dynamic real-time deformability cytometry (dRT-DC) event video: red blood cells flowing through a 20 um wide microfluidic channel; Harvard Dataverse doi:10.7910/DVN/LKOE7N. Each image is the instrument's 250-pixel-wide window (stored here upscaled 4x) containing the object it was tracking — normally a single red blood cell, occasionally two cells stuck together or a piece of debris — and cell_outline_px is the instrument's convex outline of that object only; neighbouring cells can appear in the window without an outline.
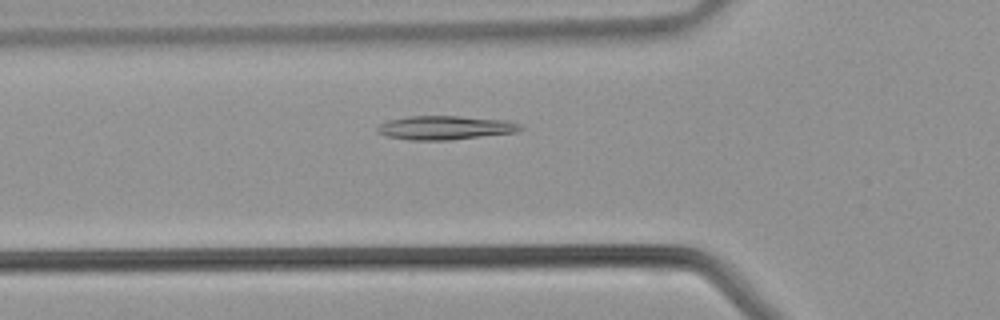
{"species": "common noctule bat (a hibernating species)", "species_latin": "Nyctalus noctula", "temperature_condition": "warm", "stored_images_in_passage": 36, "camera_frame_rate_fps": 3000, "um_per_image_px": 0.085, "animal": {"sex": "male", "body_mass_g": 21.5, "forearm_length_mm": 52.0}, "frame": {"image": 1, "passage_image": 10, "time_ms": 3.0, "image_size_px": [1000, 320], "cell_outline_px": [[524, 128], [516, 132], [448, 140], [408, 140], [388, 136], [376, 132], [376, 128], [380, 124], [388, 120], [408, 116], [460, 116], [508, 120], [520, 124]], "centroid_in_image_um": [37.83, 10.85], "position_along_channel_um": 88.0, "area_um2": 19.88}}
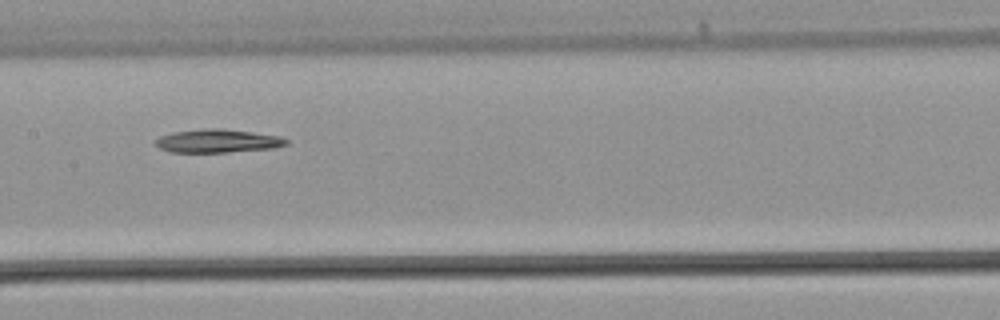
{"frame": {"image": 2, "passage_image": 16, "time_ms": 5.0, "image_size_px": [1000, 320], "cell_outline_px": [[288, 144], [276, 148], [228, 152], [168, 152], [160, 148], [156, 144], [156, 140], [160, 136], [172, 132], [204, 128], [220, 128], [252, 132], [280, 136], [288, 140]], "centroid_in_image_um": [18.52, 11.98], "position_along_channel_um": 188.9, "area_um2": 17.86}}
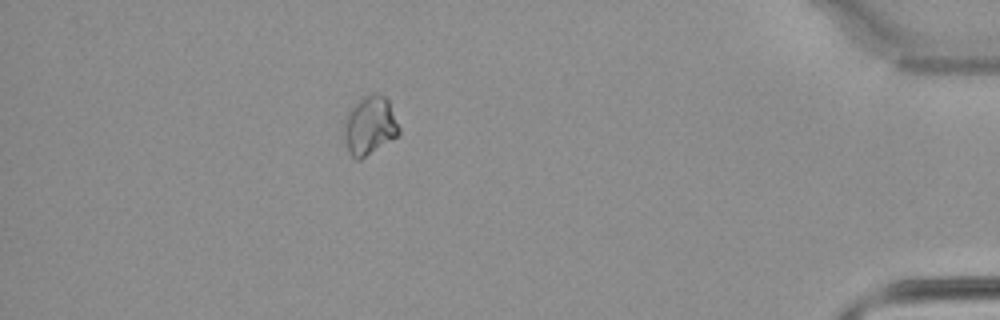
{"frame": {"image": 3, "passage_image": 32, "time_ms": 10.333, "image_size_px": [1000, 320], "cell_outline_px": [[400, 136], [360, 160], [356, 160], [348, 152], [344, 136], [344, 120], [348, 112], [364, 96], [384, 96], [388, 100], [400, 128]], "centroid_in_image_um": [31.44, 10.75], "position_along_channel_um": 403.8, "area_um2": 18.61}}